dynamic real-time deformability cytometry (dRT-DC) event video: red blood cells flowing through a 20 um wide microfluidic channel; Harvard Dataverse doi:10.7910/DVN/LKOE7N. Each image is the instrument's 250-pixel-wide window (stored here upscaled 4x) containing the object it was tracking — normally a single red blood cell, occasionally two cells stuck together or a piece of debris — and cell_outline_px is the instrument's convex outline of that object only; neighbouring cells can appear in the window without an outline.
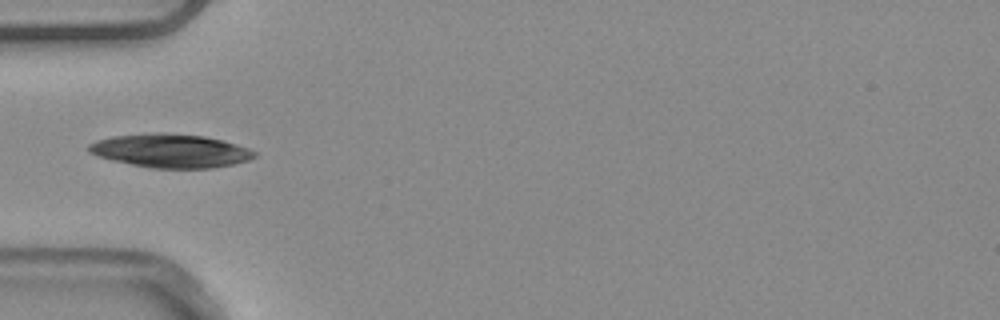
{"species": "common noctule bat (a hibernating species)", "species_latin": "Nyctalus noctula", "temperature_condition": "warm", "stored_images_in_passage": 2, "camera_frame_rate_fps": 3000, "um_per_image_px": 0.085, "animal": {"sex": "male", "body_mass_g": 20.4}, "frame": {"image": 1, "passage_image": 2, "time_ms": 0.333, "image_size_px": [1000, 320], "cell_outline_px": [[256, 156], [248, 160], [232, 164], [212, 168], [152, 168], [112, 160], [96, 156], [88, 152], [88, 144], [96, 140], [112, 136], [152, 132], [160, 132], [204, 136], [236, 144], [248, 148], [256, 152]], "centroid_in_image_um": [14.45, 12.81], "position_along_channel_um": 70.5, "area_um2": 32.43}}